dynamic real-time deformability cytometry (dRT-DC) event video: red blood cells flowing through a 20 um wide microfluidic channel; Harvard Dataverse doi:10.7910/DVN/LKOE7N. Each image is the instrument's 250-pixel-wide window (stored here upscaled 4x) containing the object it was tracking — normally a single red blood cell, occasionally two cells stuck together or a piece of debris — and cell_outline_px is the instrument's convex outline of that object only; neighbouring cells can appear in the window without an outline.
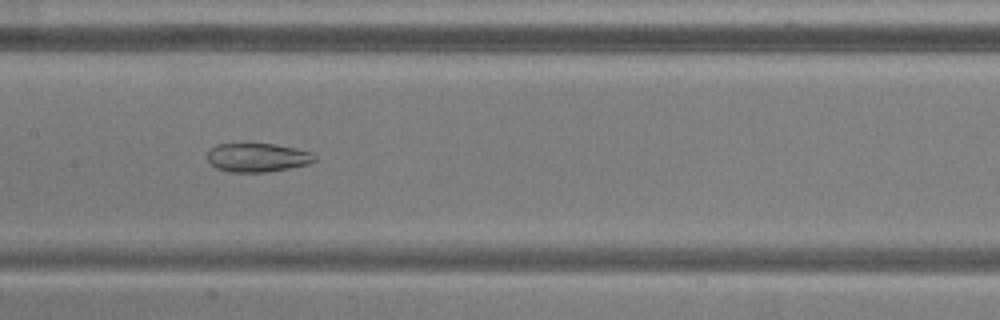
{"species": "common noctule bat (a hibernating species)", "species_latin": "Nyctalus noctula", "temperature_condition": "warm", "stored_images_in_passage": 43, "camera_frame_rate_fps": 3000, "um_per_image_px": 0.085, "animal": {"sex": "male", "body_mass_g": 20.5, "forearm_length_mm": 52.5}, "frame": {"image": 1, "passage_image": 18, "time_ms": 5.667, "image_size_px": [1000, 320], "cell_outline_px": [[316, 160], [308, 164], [268, 172], [228, 172], [216, 168], [208, 160], [208, 152], [216, 144], [272, 144], [296, 148], [312, 152]], "centroid_in_image_um": [21.88, 13.39], "position_along_channel_um": 185.5, "area_um2": 17.86}}
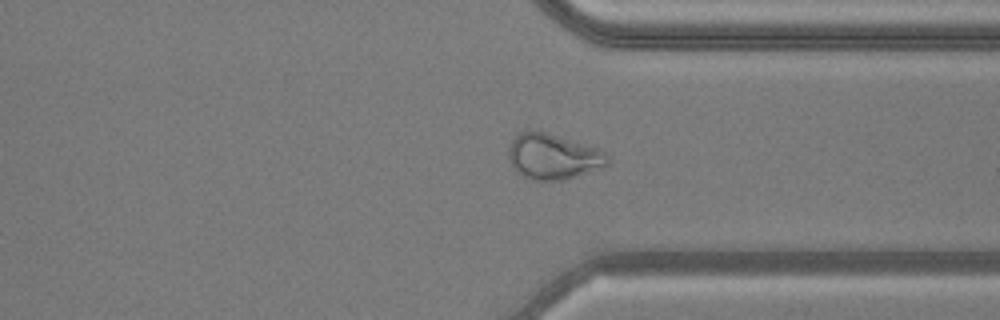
{"frame": {"image": 2, "passage_image": 32, "time_ms": 10.333, "image_size_px": [1000, 320], "cell_outline_px": [[608, 164], [604, 168], [564, 180], [532, 180], [520, 176], [516, 172], [508, 160], [508, 148], [512, 140], [520, 132], [544, 132], [600, 148], [608, 156]], "centroid_in_image_um": [47.02, 13.34], "position_along_channel_um": 364.4, "area_um2": 26.41}}
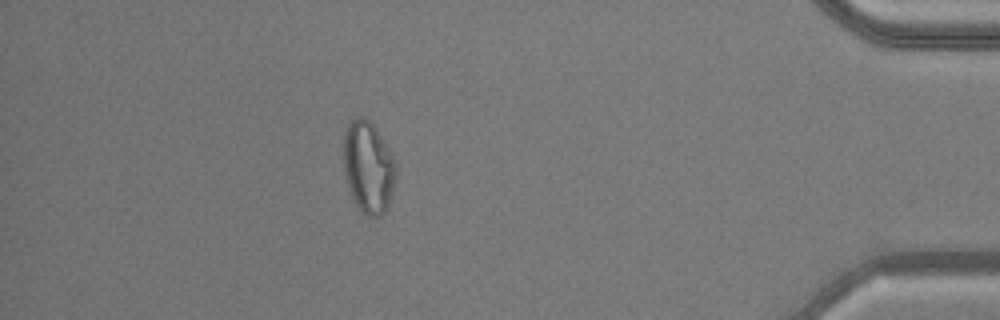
{"frame": {"image": 3, "passage_image": 39, "time_ms": 12.667, "image_size_px": [1000, 320], "cell_outline_px": [[396, 180], [388, 208], [380, 216], [364, 216], [360, 212], [352, 196], [344, 176], [344, 128], [356, 116], [364, 116], [376, 128], [396, 160]], "centroid_in_image_um": [31.32, 14.22], "position_along_channel_um": 403.9, "area_um2": 28.5}, "authors_computed_cell_mechanics": {"area_um2": 26.0678, "velocity_mm_per_s": 3.8627, "shape_relaxation_time_tau1_ms": null, "shape_relaxation_time_tau2_ms": 2.3186, "deformation_change_tau1": null, "deformation_change_tau2": 0.0953}}